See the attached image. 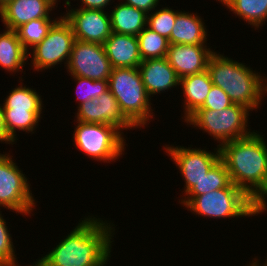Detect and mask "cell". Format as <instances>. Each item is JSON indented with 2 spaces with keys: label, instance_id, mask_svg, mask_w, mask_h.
I'll return each instance as SVG.
<instances>
[{
  "label": "cell",
  "instance_id": "34",
  "mask_svg": "<svg viewBox=\"0 0 267 266\" xmlns=\"http://www.w3.org/2000/svg\"><path fill=\"white\" fill-rule=\"evenodd\" d=\"M0 142L1 143H6V144H15L7 135V131L5 129L4 125V115H3V108L2 105L0 104Z\"/></svg>",
  "mask_w": 267,
  "mask_h": 266
},
{
  "label": "cell",
  "instance_id": "24",
  "mask_svg": "<svg viewBox=\"0 0 267 266\" xmlns=\"http://www.w3.org/2000/svg\"><path fill=\"white\" fill-rule=\"evenodd\" d=\"M43 111H20V110H3L4 125L8 137L16 143V130L33 134L38 126Z\"/></svg>",
  "mask_w": 267,
  "mask_h": 266
},
{
  "label": "cell",
  "instance_id": "15",
  "mask_svg": "<svg viewBox=\"0 0 267 266\" xmlns=\"http://www.w3.org/2000/svg\"><path fill=\"white\" fill-rule=\"evenodd\" d=\"M56 5L53 0H9L0 8V17L7 29L16 30L34 19L50 18Z\"/></svg>",
  "mask_w": 267,
  "mask_h": 266
},
{
  "label": "cell",
  "instance_id": "29",
  "mask_svg": "<svg viewBox=\"0 0 267 266\" xmlns=\"http://www.w3.org/2000/svg\"><path fill=\"white\" fill-rule=\"evenodd\" d=\"M77 83V101L78 105L88 100H96L99 96L106 92L108 87V81L105 80H92L80 76H71ZM83 90V91H82Z\"/></svg>",
  "mask_w": 267,
  "mask_h": 266
},
{
  "label": "cell",
  "instance_id": "18",
  "mask_svg": "<svg viewBox=\"0 0 267 266\" xmlns=\"http://www.w3.org/2000/svg\"><path fill=\"white\" fill-rule=\"evenodd\" d=\"M197 13L179 11L171 31L169 44L207 45V27Z\"/></svg>",
  "mask_w": 267,
  "mask_h": 266
},
{
  "label": "cell",
  "instance_id": "16",
  "mask_svg": "<svg viewBox=\"0 0 267 266\" xmlns=\"http://www.w3.org/2000/svg\"><path fill=\"white\" fill-rule=\"evenodd\" d=\"M138 68L150 98L163 91L166 92L165 90L179 87L180 78L166 57L145 59Z\"/></svg>",
  "mask_w": 267,
  "mask_h": 266
},
{
  "label": "cell",
  "instance_id": "1",
  "mask_svg": "<svg viewBox=\"0 0 267 266\" xmlns=\"http://www.w3.org/2000/svg\"><path fill=\"white\" fill-rule=\"evenodd\" d=\"M79 222L56 247L29 266H106L112 256L115 225L92 215Z\"/></svg>",
  "mask_w": 267,
  "mask_h": 266
},
{
  "label": "cell",
  "instance_id": "23",
  "mask_svg": "<svg viewBox=\"0 0 267 266\" xmlns=\"http://www.w3.org/2000/svg\"><path fill=\"white\" fill-rule=\"evenodd\" d=\"M226 6L229 11L239 16L254 29L263 27L267 22V0H216Z\"/></svg>",
  "mask_w": 267,
  "mask_h": 266
},
{
  "label": "cell",
  "instance_id": "9",
  "mask_svg": "<svg viewBox=\"0 0 267 266\" xmlns=\"http://www.w3.org/2000/svg\"><path fill=\"white\" fill-rule=\"evenodd\" d=\"M74 41L72 26L61 15L49 29L44 40L31 49L32 54L28 52V57L32 55L33 68L39 72L61 65L62 62L67 66Z\"/></svg>",
  "mask_w": 267,
  "mask_h": 266
},
{
  "label": "cell",
  "instance_id": "19",
  "mask_svg": "<svg viewBox=\"0 0 267 266\" xmlns=\"http://www.w3.org/2000/svg\"><path fill=\"white\" fill-rule=\"evenodd\" d=\"M179 85L184 94V117H182V119L185 121L192 113L204 105L213 83L209 72L206 70L198 74L181 78Z\"/></svg>",
  "mask_w": 267,
  "mask_h": 266
},
{
  "label": "cell",
  "instance_id": "12",
  "mask_svg": "<svg viewBox=\"0 0 267 266\" xmlns=\"http://www.w3.org/2000/svg\"><path fill=\"white\" fill-rule=\"evenodd\" d=\"M63 16L77 40L103 45L112 34L110 15L104 10L69 8Z\"/></svg>",
  "mask_w": 267,
  "mask_h": 266
},
{
  "label": "cell",
  "instance_id": "30",
  "mask_svg": "<svg viewBox=\"0 0 267 266\" xmlns=\"http://www.w3.org/2000/svg\"><path fill=\"white\" fill-rule=\"evenodd\" d=\"M0 211V266H21L15 254L14 243L5 218ZM28 266V265H27Z\"/></svg>",
  "mask_w": 267,
  "mask_h": 266
},
{
  "label": "cell",
  "instance_id": "28",
  "mask_svg": "<svg viewBox=\"0 0 267 266\" xmlns=\"http://www.w3.org/2000/svg\"><path fill=\"white\" fill-rule=\"evenodd\" d=\"M178 12L179 10L165 6L159 10L155 9L147 14V27L169 40Z\"/></svg>",
  "mask_w": 267,
  "mask_h": 266
},
{
  "label": "cell",
  "instance_id": "22",
  "mask_svg": "<svg viewBox=\"0 0 267 266\" xmlns=\"http://www.w3.org/2000/svg\"><path fill=\"white\" fill-rule=\"evenodd\" d=\"M231 183L229 172L225 163L220 159L198 183H196L179 200L183 206H187L196 196L209 193L221 188H226ZM181 201V202H180Z\"/></svg>",
  "mask_w": 267,
  "mask_h": 266
},
{
  "label": "cell",
  "instance_id": "13",
  "mask_svg": "<svg viewBox=\"0 0 267 266\" xmlns=\"http://www.w3.org/2000/svg\"><path fill=\"white\" fill-rule=\"evenodd\" d=\"M76 121L113 125L122 133L136 128L121 112L116 98L108 89L96 100H88L77 107Z\"/></svg>",
  "mask_w": 267,
  "mask_h": 266
},
{
  "label": "cell",
  "instance_id": "21",
  "mask_svg": "<svg viewBox=\"0 0 267 266\" xmlns=\"http://www.w3.org/2000/svg\"><path fill=\"white\" fill-rule=\"evenodd\" d=\"M110 12L112 32L137 36L147 26V13L123 2Z\"/></svg>",
  "mask_w": 267,
  "mask_h": 266
},
{
  "label": "cell",
  "instance_id": "8",
  "mask_svg": "<svg viewBox=\"0 0 267 266\" xmlns=\"http://www.w3.org/2000/svg\"><path fill=\"white\" fill-rule=\"evenodd\" d=\"M8 153H0V206L23 215H30L36 199L25 173Z\"/></svg>",
  "mask_w": 267,
  "mask_h": 266
},
{
  "label": "cell",
  "instance_id": "20",
  "mask_svg": "<svg viewBox=\"0 0 267 266\" xmlns=\"http://www.w3.org/2000/svg\"><path fill=\"white\" fill-rule=\"evenodd\" d=\"M28 58V51L22 46L16 30L5 28L0 33V68L10 73L23 72Z\"/></svg>",
  "mask_w": 267,
  "mask_h": 266
},
{
  "label": "cell",
  "instance_id": "33",
  "mask_svg": "<svg viewBox=\"0 0 267 266\" xmlns=\"http://www.w3.org/2000/svg\"><path fill=\"white\" fill-rule=\"evenodd\" d=\"M80 2H82V7L80 6L79 8L91 10H106L105 8L110 5L111 0H80Z\"/></svg>",
  "mask_w": 267,
  "mask_h": 266
},
{
  "label": "cell",
  "instance_id": "3",
  "mask_svg": "<svg viewBox=\"0 0 267 266\" xmlns=\"http://www.w3.org/2000/svg\"><path fill=\"white\" fill-rule=\"evenodd\" d=\"M244 64L215 51L208 61L207 71L213 85L220 87L233 103L257 111L267 93V77Z\"/></svg>",
  "mask_w": 267,
  "mask_h": 266
},
{
  "label": "cell",
  "instance_id": "7",
  "mask_svg": "<svg viewBox=\"0 0 267 266\" xmlns=\"http://www.w3.org/2000/svg\"><path fill=\"white\" fill-rule=\"evenodd\" d=\"M73 139L76 149H79L89 158L100 162H116L124 155L125 135L113 125L100 123L76 122Z\"/></svg>",
  "mask_w": 267,
  "mask_h": 266
},
{
  "label": "cell",
  "instance_id": "35",
  "mask_svg": "<svg viewBox=\"0 0 267 266\" xmlns=\"http://www.w3.org/2000/svg\"><path fill=\"white\" fill-rule=\"evenodd\" d=\"M265 258H267V257H265ZM259 261L260 260H258L257 257H256V258H254L252 260V262L250 264H251V266H267V259H266V261H265V263L263 265L260 264Z\"/></svg>",
  "mask_w": 267,
  "mask_h": 266
},
{
  "label": "cell",
  "instance_id": "36",
  "mask_svg": "<svg viewBox=\"0 0 267 266\" xmlns=\"http://www.w3.org/2000/svg\"><path fill=\"white\" fill-rule=\"evenodd\" d=\"M9 0H0V8Z\"/></svg>",
  "mask_w": 267,
  "mask_h": 266
},
{
  "label": "cell",
  "instance_id": "31",
  "mask_svg": "<svg viewBox=\"0 0 267 266\" xmlns=\"http://www.w3.org/2000/svg\"><path fill=\"white\" fill-rule=\"evenodd\" d=\"M232 104L229 96L220 87L212 85L204 105L199 109L223 110Z\"/></svg>",
  "mask_w": 267,
  "mask_h": 266
},
{
  "label": "cell",
  "instance_id": "25",
  "mask_svg": "<svg viewBox=\"0 0 267 266\" xmlns=\"http://www.w3.org/2000/svg\"><path fill=\"white\" fill-rule=\"evenodd\" d=\"M20 83L4 99L3 110L42 111V96L36 92L35 88L23 86V83Z\"/></svg>",
  "mask_w": 267,
  "mask_h": 266
},
{
  "label": "cell",
  "instance_id": "11",
  "mask_svg": "<svg viewBox=\"0 0 267 266\" xmlns=\"http://www.w3.org/2000/svg\"><path fill=\"white\" fill-rule=\"evenodd\" d=\"M70 76L108 81L112 72L104 46L75 39L71 56L66 66Z\"/></svg>",
  "mask_w": 267,
  "mask_h": 266
},
{
  "label": "cell",
  "instance_id": "32",
  "mask_svg": "<svg viewBox=\"0 0 267 266\" xmlns=\"http://www.w3.org/2000/svg\"><path fill=\"white\" fill-rule=\"evenodd\" d=\"M122 2L140 9L147 14L154 11L159 4V0H123Z\"/></svg>",
  "mask_w": 267,
  "mask_h": 266
},
{
  "label": "cell",
  "instance_id": "5",
  "mask_svg": "<svg viewBox=\"0 0 267 266\" xmlns=\"http://www.w3.org/2000/svg\"><path fill=\"white\" fill-rule=\"evenodd\" d=\"M249 111L246 106L237 103L223 110L197 109L184 122L208 133L219 143L217 146L220 148L229 141L247 137L254 132L247 128Z\"/></svg>",
  "mask_w": 267,
  "mask_h": 266
},
{
  "label": "cell",
  "instance_id": "26",
  "mask_svg": "<svg viewBox=\"0 0 267 266\" xmlns=\"http://www.w3.org/2000/svg\"><path fill=\"white\" fill-rule=\"evenodd\" d=\"M39 18L27 22L16 29L19 40L22 46L29 52L31 49L42 42L47 36L49 29L59 19Z\"/></svg>",
  "mask_w": 267,
  "mask_h": 266
},
{
  "label": "cell",
  "instance_id": "14",
  "mask_svg": "<svg viewBox=\"0 0 267 266\" xmlns=\"http://www.w3.org/2000/svg\"><path fill=\"white\" fill-rule=\"evenodd\" d=\"M214 52L207 45L169 44L166 58L181 79L206 71Z\"/></svg>",
  "mask_w": 267,
  "mask_h": 266
},
{
  "label": "cell",
  "instance_id": "27",
  "mask_svg": "<svg viewBox=\"0 0 267 266\" xmlns=\"http://www.w3.org/2000/svg\"><path fill=\"white\" fill-rule=\"evenodd\" d=\"M142 60L167 56L169 41L147 26L137 35Z\"/></svg>",
  "mask_w": 267,
  "mask_h": 266
},
{
  "label": "cell",
  "instance_id": "4",
  "mask_svg": "<svg viewBox=\"0 0 267 266\" xmlns=\"http://www.w3.org/2000/svg\"><path fill=\"white\" fill-rule=\"evenodd\" d=\"M108 87L121 112L136 128L151 122L152 98L146 92L139 68H112Z\"/></svg>",
  "mask_w": 267,
  "mask_h": 266
},
{
  "label": "cell",
  "instance_id": "17",
  "mask_svg": "<svg viewBox=\"0 0 267 266\" xmlns=\"http://www.w3.org/2000/svg\"><path fill=\"white\" fill-rule=\"evenodd\" d=\"M103 46L112 68H138L143 61L137 36L112 32Z\"/></svg>",
  "mask_w": 267,
  "mask_h": 266
},
{
  "label": "cell",
  "instance_id": "10",
  "mask_svg": "<svg viewBox=\"0 0 267 266\" xmlns=\"http://www.w3.org/2000/svg\"><path fill=\"white\" fill-rule=\"evenodd\" d=\"M179 146L166 145L164 149L183 176L185 186L182 193L186 194L221 159L220 148L217 146L214 152H209L205 148Z\"/></svg>",
  "mask_w": 267,
  "mask_h": 266
},
{
  "label": "cell",
  "instance_id": "2",
  "mask_svg": "<svg viewBox=\"0 0 267 266\" xmlns=\"http://www.w3.org/2000/svg\"><path fill=\"white\" fill-rule=\"evenodd\" d=\"M259 131L220 147L231 182L267 211V143Z\"/></svg>",
  "mask_w": 267,
  "mask_h": 266
},
{
  "label": "cell",
  "instance_id": "6",
  "mask_svg": "<svg viewBox=\"0 0 267 266\" xmlns=\"http://www.w3.org/2000/svg\"><path fill=\"white\" fill-rule=\"evenodd\" d=\"M185 208L194 215L214 219L250 217L262 212V208L232 182L226 188L196 196Z\"/></svg>",
  "mask_w": 267,
  "mask_h": 266
}]
</instances>
